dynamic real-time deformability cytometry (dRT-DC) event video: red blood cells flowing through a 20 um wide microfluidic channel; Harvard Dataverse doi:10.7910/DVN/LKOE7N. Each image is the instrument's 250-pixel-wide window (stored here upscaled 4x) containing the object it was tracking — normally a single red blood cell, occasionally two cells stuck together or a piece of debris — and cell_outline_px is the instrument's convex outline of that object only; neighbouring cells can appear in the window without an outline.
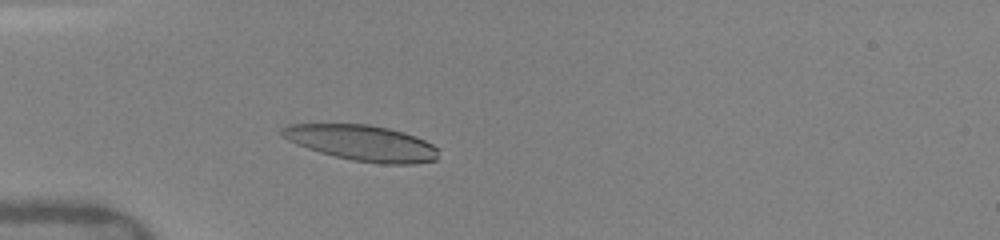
{"species": "human", "species_latin": "Homo sapiens", "temperature_condition": "warm", "stored_images_in_passage": 5, "camera_frame_rate_fps": 3000, "um_per_image_px": 0.085, "donor": {"sex": "female"}, "frame": {"image": 1, "passage_image": 5, "time_ms": 2.667, "image_size_px": [1000, 240], "cell_outline_px": [[436, 160], [416, 164], [380, 164], [352, 160], [320, 152], [296, 144], [280, 136], [280, 128], [288, 124], [368, 124], [388, 128], [404, 132], [424, 140], [432, 144], [436, 148]], "centroid_in_image_um": [30.73, 12.14], "position_along_channel_um": 54.3, "area_um2": 32.48}}